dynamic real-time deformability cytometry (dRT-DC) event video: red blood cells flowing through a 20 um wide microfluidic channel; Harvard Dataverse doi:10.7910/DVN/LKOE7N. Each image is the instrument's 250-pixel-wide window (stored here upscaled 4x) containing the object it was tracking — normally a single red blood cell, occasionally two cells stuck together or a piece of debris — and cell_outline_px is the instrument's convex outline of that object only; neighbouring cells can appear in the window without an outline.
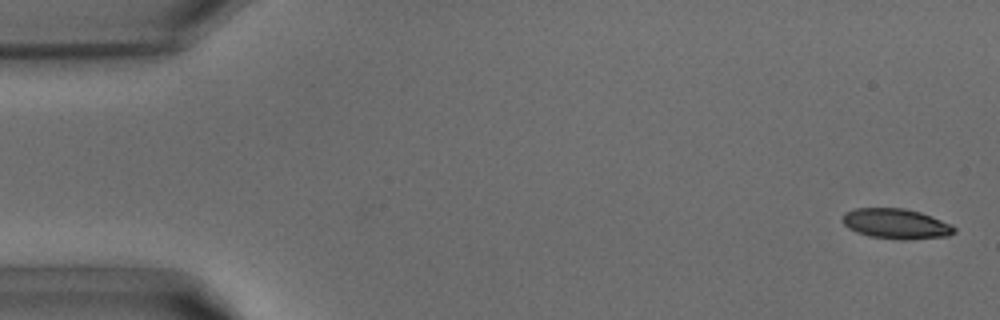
{"species": "common noctule bat (a hibernating species)", "species_latin": "Nyctalus noctula", "temperature_condition": "warm", "stored_images_in_passage": 39, "camera_frame_rate_fps": 3000, "um_per_image_px": 0.085, "animal": {"sex": "male", "body_mass_g": 15.6}, "frame": {"image": 1, "passage_image": 1, "time_ms": 0.0, "image_size_px": [1000, 320], "cell_outline_px": [[956, 232], [948, 236], [908, 240], [900, 240], [868, 236], [856, 232], [848, 228], [840, 220], [844, 212], [856, 208], [904, 208], [920, 212], [932, 216], [952, 224], [956, 228]], "centroid_in_image_um": [76.16, 19.02], "position_along_channel_um": 8.8, "area_um2": 20.0}}
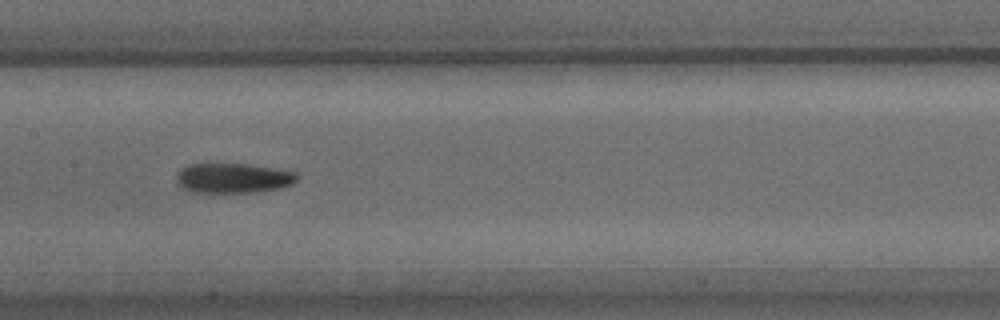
{"frame": {"image": 2, "passage_image": 19, "time_ms": 6.0, "image_size_px": [1000, 320], "cell_outline_px": [[296, 180], [292, 184], [280, 188], [252, 192], [192, 192], [176, 184], [176, 176], [180, 168], [192, 164], [248, 164], [296, 172]], "centroid_in_image_um": [19.77, 15.14], "position_along_channel_um": 187.6, "area_um2": 20.81}}
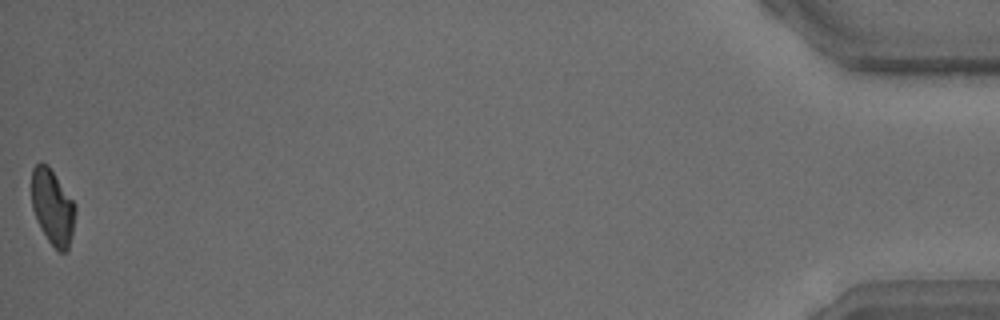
{"frame": {"image": 3, "passage_image": 39, "time_ms": 12.667, "image_size_px": [1000, 320], "cell_outline_px": [[76, 212], [72, 236], [68, 248], [64, 252], [60, 252], [48, 240], [40, 228], [36, 220], [32, 208], [32, 168], [40, 160], [48, 164], [76, 204]], "centroid_in_image_um": [4.47, 17.56], "position_along_channel_um": 430.7, "area_um2": 19.42}}